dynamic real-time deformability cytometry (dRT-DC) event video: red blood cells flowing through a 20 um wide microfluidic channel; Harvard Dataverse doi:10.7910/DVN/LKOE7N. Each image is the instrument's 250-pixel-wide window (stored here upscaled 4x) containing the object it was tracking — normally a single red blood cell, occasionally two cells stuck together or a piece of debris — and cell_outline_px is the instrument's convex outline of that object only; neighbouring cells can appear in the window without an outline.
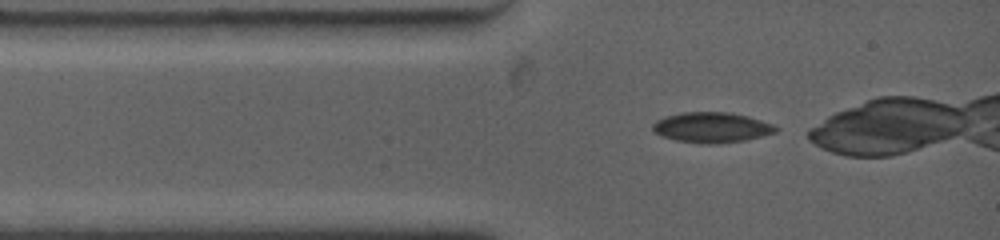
{"species": "common noctule bat (a hibernating species)", "species_latin": "Nyctalus noctula", "temperature_condition": "warm", "stored_images_in_passage": 23, "camera_frame_rate_fps": 4500, "um_per_image_px": 0.085, "animal": {"sex": "female", "body_mass_g": 19.0, "forearm_length_mm": 53.3}, "frame": {"image": 1, "passage_image": 1, "time_ms": 0.0, "image_size_px": [1000, 240], "cell_outline_px": [[780, 128], [776, 132], [744, 140], [720, 144], [700, 144], [676, 140], [664, 136], [656, 132], [652, 128], [652, 124], [656, 120], [664, 116], [680, 112], [728, 112], [748, 116], [772, 124]], "centroid_in_image_um": [60.48, 10.83], "position_along_channel_um": 24.5, "area_um2": 21.79}}
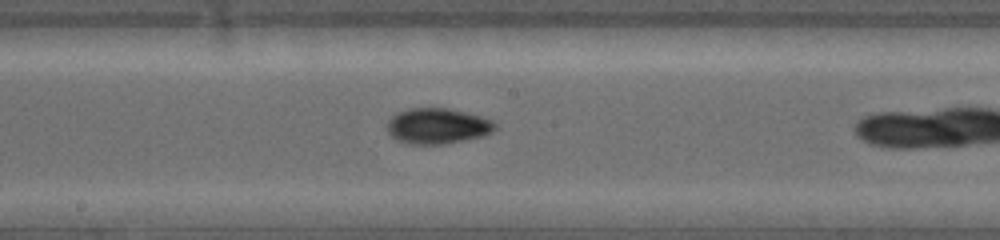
{"frame": {"image": 2, "passage_image": 12, "time_ms": 5.111, "image_size_px": [1000, 240], "cell_outline_px": [[496, 128], [492, 132], [484, 136], [444, 144], [408, 144], [396, 140], [388, 132], [388, 120], [392, 116], [400, 112], [412, 108], [444, 108], [464, 112], [480, 116], [492, 120], [496, 124]], "centroid_in_image_um": [37.2, 10.72], "position_along_channel_um": 211.0, "area_um2": 22.25}}
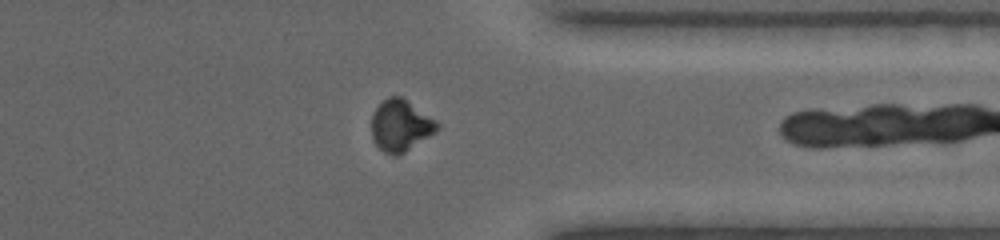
{"frame": {"image": 3, "passage_image": 21, "time_ms": 9.556, "image_size_px": [1000, 240], "cell_outline_px": [[440, 124], [436, 132], [404, 152], [396, 156], [392, 156], [384, 152], [376, 144], [372, 136], [372, 112], [388, 96], [400, 96], [436, 120]], "centroid_in_image_um": [34.04, 10.68], "position_along_channel_um": 377.4, "area_um2": 19.48}, "authors_computed_cell_mechanics": {"area_um2": 21.1548, "velocity_mm_per_s": 3.8378, "shape_relaxation_time_tau1_ms": 5.0814, "shape_relaxation_time_tau2_ms": null, "deformation_change_tau1": 0.1262, "deformation_change_tau2": null}}